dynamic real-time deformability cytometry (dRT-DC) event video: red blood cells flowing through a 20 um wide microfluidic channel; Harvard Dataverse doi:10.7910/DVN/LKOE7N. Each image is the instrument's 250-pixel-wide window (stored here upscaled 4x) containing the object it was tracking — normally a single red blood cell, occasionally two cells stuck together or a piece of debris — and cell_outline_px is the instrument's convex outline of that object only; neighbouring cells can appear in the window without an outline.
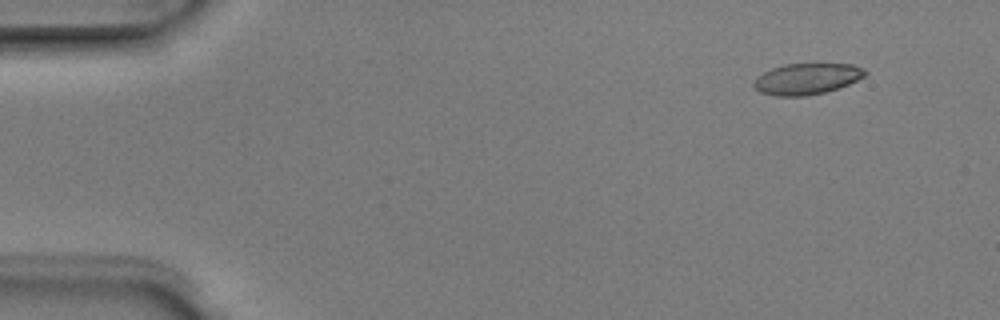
{"species": "Egyptian fruit bat (a non-hibernating species)", "species_latin": "Rousettus aegyptiacus", "temperature_condition": "room temperature", "stored_images_in_passage": 3, "camera_frame_rate_fps": 3000, "um_per_image_px": 0.085, "animal": {"sex": "male"}, "frame": {"image": 1, "passage_image": 1, "time_ms": 0.0, "image_size_px": [1000, 320], "cell_outline_px": [[868, 72], [864, 76], [848, 84], [824, 92], [804, 96], [776, 96], [760, 92], [752, 84], [756, 76], [772, 68], [784, 64], [852, 64], [864, 68]], "centroid_in_image_um": [68.55, 6.69], "position_along_channel_um": 16.4, "area_um2": 20.06}}
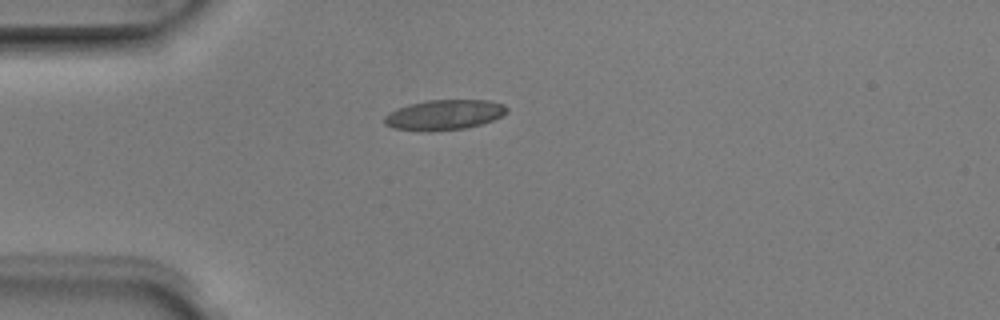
{"frame": {"image": 2, "passage_image": 3, "time_ms": 0.667, "image_size_px": [1000, 320], "cell_outline_px": [[508, 112], [492, 120], [480, 124], [464, 128], [428, 132], [392, 128], [384, 124], [384, 116], [396, 108], [408, 104], [428, 100], [492, 100], [504, 104], [508, 108]], "centroid_in_image_um": [37.74, 9.76], "position_along_channel_um": 47.3, "area_um2": 21.68}}